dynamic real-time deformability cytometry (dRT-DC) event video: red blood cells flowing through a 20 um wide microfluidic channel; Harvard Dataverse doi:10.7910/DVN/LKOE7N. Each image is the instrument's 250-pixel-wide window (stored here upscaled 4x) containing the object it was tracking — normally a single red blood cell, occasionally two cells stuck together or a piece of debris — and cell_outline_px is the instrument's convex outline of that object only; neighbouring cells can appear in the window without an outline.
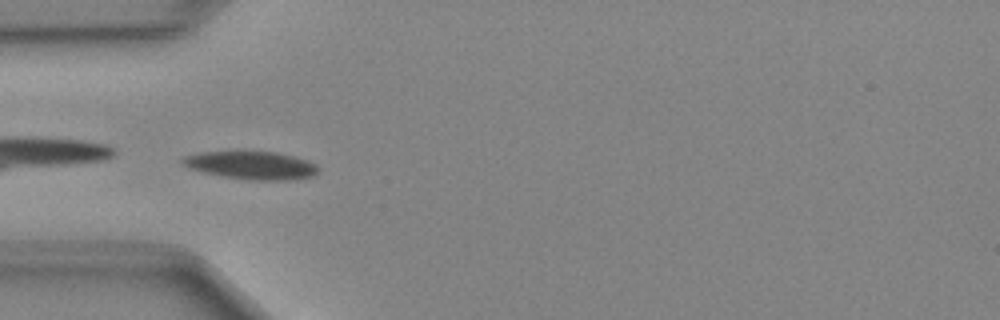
{"species": "Egyptian fruit bat (a non-hibernating species)", "species_latin": "Rousettus aegyptiacus", "temperature_condition": "cold", "stored_images_in_passage": 35, "camera_frame_rate_fps": 3000, "um_per_image_px": 0.085, "animal": {"sex": "female"}, "frame": {"image": 1, "passage_image": 1, "time_ms": 0.0, "image_size_px": [1000, 320], "cell_outline_px": [[320, 168], [312, 176], [288, 180], [252, 180], [224, 176], [204, 172], [188, 168], [180, 164], [180, 160], [184, 156], [196, 152], [240, 148], [276, 152], [308, 160], [316, 164]], "centroid_in_image_um": [21.27, 13.98], "position_along_channel_um": 63.7, "area_um2": 23.18}}
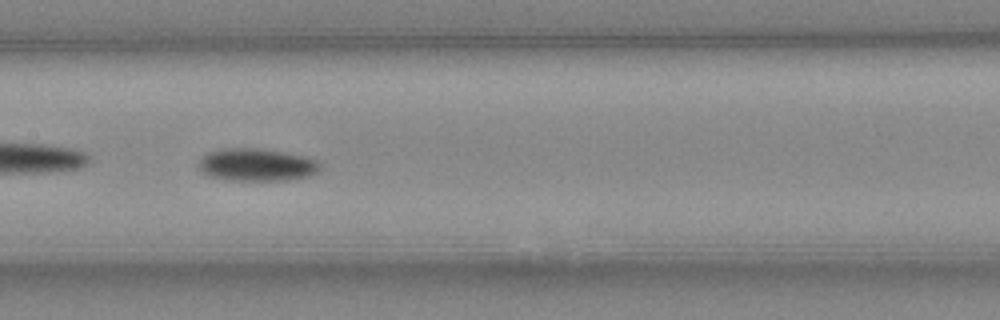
{"frame": {"image": 2, "passage_image": 10, "time_ms": 3.0, "image_size_px": [1000, 320], "cell_outline_px": [[320, 168], [316, 172], [308, 176], [284, 180], [228, 180], [208, 176], [200, 168], [200, 160], [208, 152], [220, 148], [260, 148], [304, 156], [316, 160], [320, 164]], "centroid_in_image_um": [21.8, 14.0], "position_along_channel_um": 185.6, "area_um2": 22.83}}
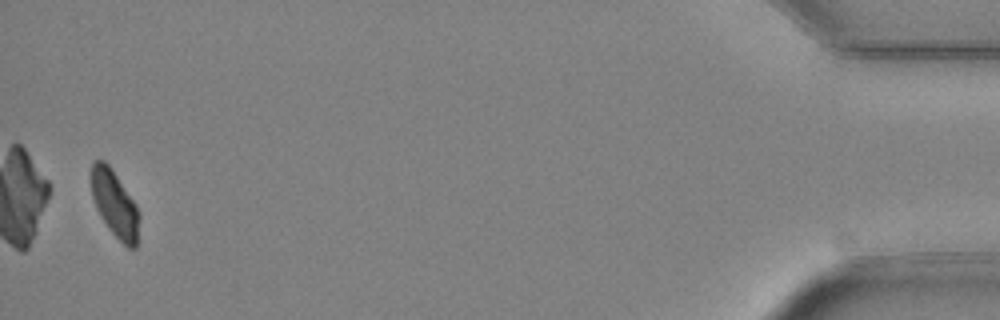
{"frame": {"image": 3, "passage_image": 34, "time_ms": 11.0, "image_size_px": [1000, 320], "cell_outline_px": [[140, 216], [136, 248], [128, 248], [108, 228], [100, 216], [96, 208], [92, 196], [92, 160], [104, 160], [112, 168], [136, 204]], "centroid_in_image_um": [9.76, 17.33], "position_along_channel_um": 425.4, "area_um2": 18.55}}